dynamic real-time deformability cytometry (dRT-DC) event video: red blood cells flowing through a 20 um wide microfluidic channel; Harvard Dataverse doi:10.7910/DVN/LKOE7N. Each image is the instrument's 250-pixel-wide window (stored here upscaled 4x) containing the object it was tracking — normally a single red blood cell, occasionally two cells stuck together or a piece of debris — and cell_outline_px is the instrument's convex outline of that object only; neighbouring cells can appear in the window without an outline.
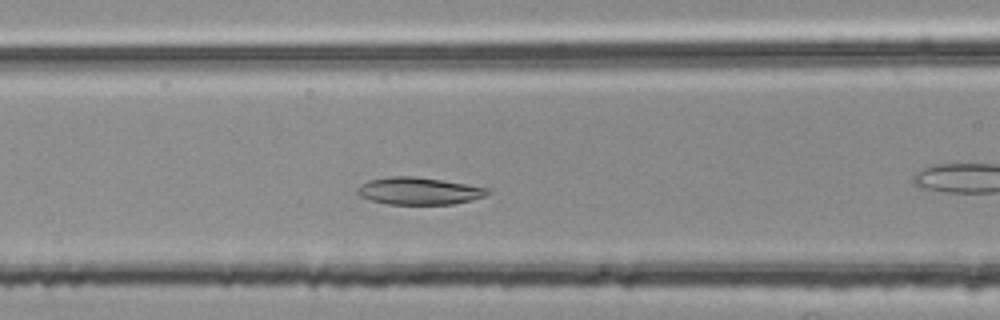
{"species": "common noctule bat (a hibernating species)", "species_latin": "Nyctalus noctula", "temperature_condition": "room temperature", "stored_images_in_passage": 35, "camera_frame_rate_fps": 3000, "um_per_image_px": 0.085, "animal": {"sex": "female", "body_mass_g": 25.1}, "frame": {"image": 1, "passage_image": 7, "time_ms": 2.0, "image_size_px": [1000, 320], "cell_outline_px": [[492, 192], [484, 196], [472, 200], [452, 204], [388, 204], [372, 200], [360, 196], [356, 192], [356, 188], [360, 184], [368, 180], [388, 176], [412, 176], [440, 180], [492, 188]], "centroid_in_image_um": [35.61, 16.23], "position_along_channel_um": 131.0, "area_um2": 20.75}}
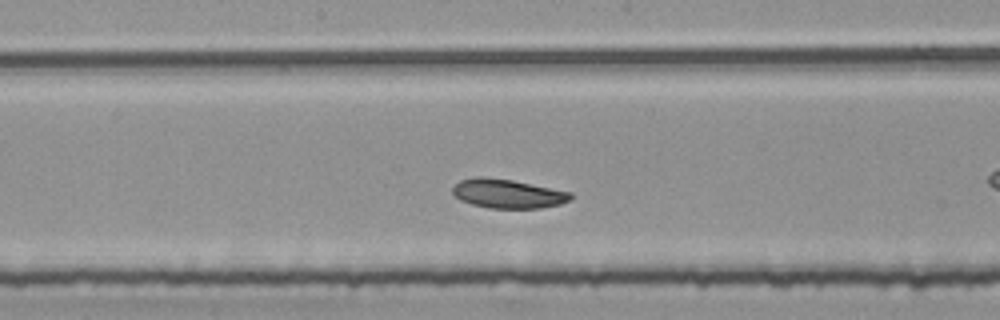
{"frame": {"image": 2, "passage_image": 13, "time_ms": 4.0, "image_size_px": [1000, 320], "cell_outline_px": [[572, 196], [568, 200], [560, 204], [540, 208], [488, 208], [472, 204], [460, 200], [452, 192], [452, 188], [460, 180], [476, 176], [484, 176], [512, 180], [572, 192]], "centroid_in_image_um": [43.13, 16.45], "position_along_channel_um": 205.1, "area_um2": 19.94}}
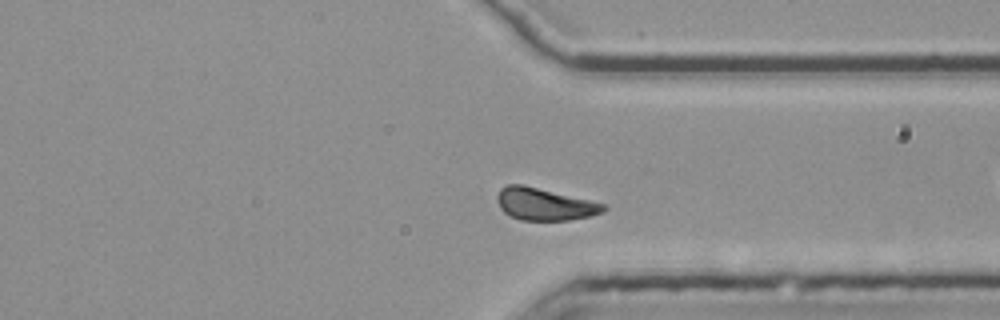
{"frame": {"image": 3, "passage_image": 26, "time_ms": 8.333, "image_size_px": [1000, 320], "cell_outline_px": [[608, 208], [604, 212], [592, 216], [568, 220], [520, 220], [508, 216], [500, 208], [496, 200], [496, 196], [500, 188], [508, 184], [520, 184], [608, 204]], "centroid_in_image_um": [46.3, 17.36], "position_along_channel_um": 365.1, "area_um2": 20.17}, "authors_computed_cell_mechanics": {"area_um2": 20.1722, "velocity_mm_per_s": 3.7073, "shape_relaxation_time_tau1_ms": 2.241, "shape_relaxation_time_tau2_ms": null, "deformation_change_tau1": 0.0561, "deformation_change_tau2": null}}